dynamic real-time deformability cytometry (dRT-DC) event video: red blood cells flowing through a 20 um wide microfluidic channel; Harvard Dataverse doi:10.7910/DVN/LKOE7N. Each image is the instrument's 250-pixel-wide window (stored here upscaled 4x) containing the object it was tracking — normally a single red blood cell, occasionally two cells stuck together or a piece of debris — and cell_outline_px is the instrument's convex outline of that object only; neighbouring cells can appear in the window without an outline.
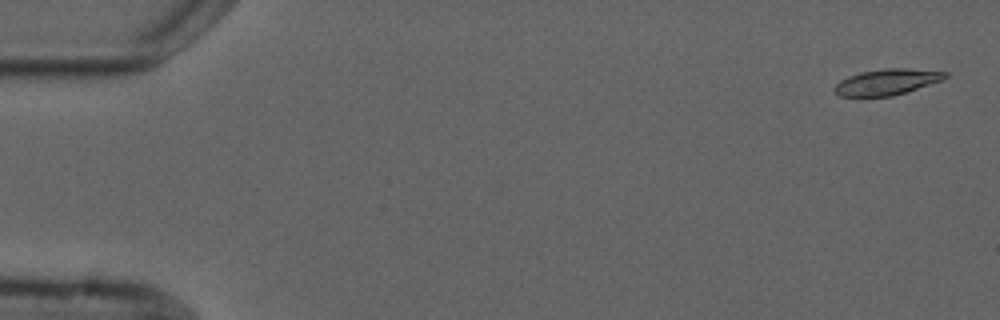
{"species": "common noctule bat (a hibernating species)", "species_latin": "Nyctalus noctula", "temperature_condition": "cold", "stored_images_in_passage": 5, "camera_frame_rate_fps": 3000, "um_per_image_px": 0.085, "animal": {"sex": "male", "forearm_length_mm": 52.5}, "frame": {"image": 1, "passage_image": 1, "time_ms": 0.0, "image_size_px": [1000, 320], "cell_outline_px": [[948, 76], [944, 80], [892, 96], [840, 96], [832, 88], [840, 80], [848, 76], [860, 72], [884, 68], [908, 68], [948, 72]], "centroid_in_image_um": [75.4, 6.95], "position_along_channel_um": 9.6, "area_um2": 16.76}}
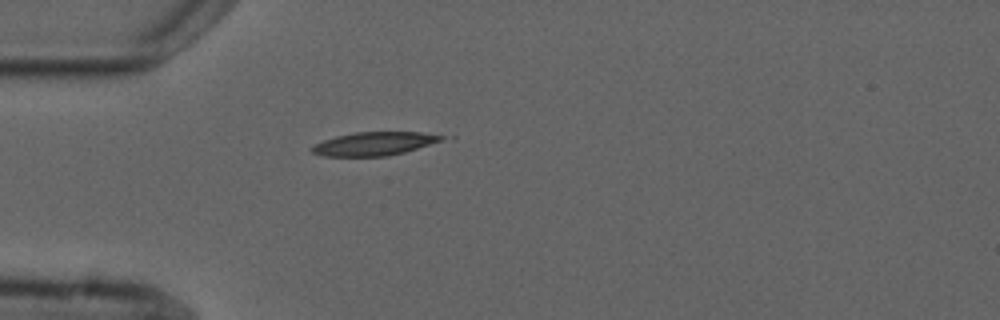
{"frame": {"image": 2, "passage_image": 5, "time_ms": 4.667, "image_size_px": [1000, 320], "cell_outline_px": [[444, 136], [440, 140], [404, 152], [388, 156], [324, 156], [312, 152], [308, 148], [324, 140], [336, 136], [356, 132], [420, 132]], "centroid_in_image_um": [31.72, 12.22], "position_along_channel_um": 53.3, "area_um2": 17.34}}